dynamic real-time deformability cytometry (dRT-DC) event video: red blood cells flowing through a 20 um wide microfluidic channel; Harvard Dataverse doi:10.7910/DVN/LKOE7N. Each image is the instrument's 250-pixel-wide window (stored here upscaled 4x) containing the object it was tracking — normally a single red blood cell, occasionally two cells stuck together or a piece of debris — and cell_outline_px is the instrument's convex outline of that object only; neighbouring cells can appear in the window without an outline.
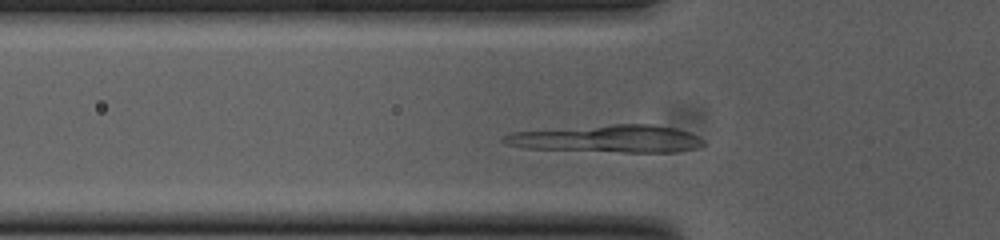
{"species": "common noctule bat (a hibernating species)", "species_latin": "Nyctalus noctula", "temperature_condition": "cold", "stored_images_in_passage": 44, "camera_frame_rate_fps": 3000, "um_per_image_px": 0.085, "animal": {"sex": "female", "body_mass_g": 23.0, "forearm_length_mm": 53.4}, "frame": {"image": 1, "passage_image": 8, "time_ms": 2.333, "image_size_px": [1000, 240], "cell_outline_px": [[704, 144], [696, 148], [676, 152], [624, 152], [524, 148], [508, 144], [500, 140], [504, 136], [512, 132], [612, 124], [652, 124], [676, 128], [688, 132], [704, 140]], "centroid_in_image_um": [51.66, 11.79], "position_along_channel_um": 74.1, "area_um2": 31.79}}
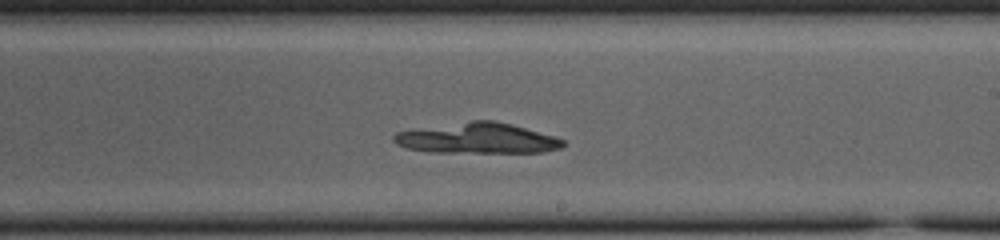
{"frame": {"image": 2, "passage_image": 22, "time_ms": 7.0, "image_size_px": [1000, 240], "cell_outline_px": [[564, 144], [560, 148], [544, 152], [432, 152], [408, 148], [396, 144], [392, 140], [392, 136], [396, 132], [472, 120], [496, 120], [512, 124], [552, 136], [564, 140]], "centroid_in_image_um": [40.56, 11.75], "position_along_channel_um": 248.4, "area_um2": 29.82}}
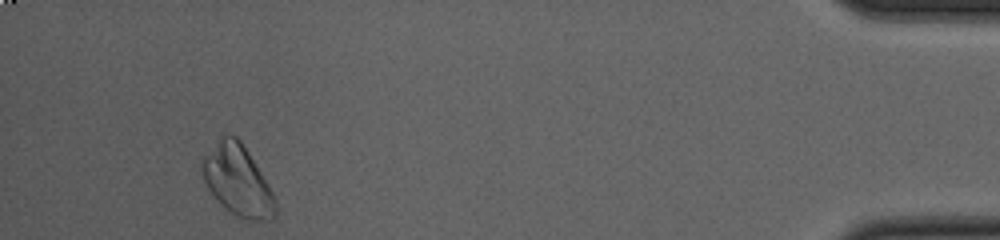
{"frame": {"image": 3, "passage_image": 41, "time_ms": 13.333, "image_size_px": [1000, 240], "cell_outline_px": [[276, 216], [272, 220], [244, 220], [236, 216], [216, 200], [208, 188], [200, 172], [200, 160], [228, 132], [232, 132], [240, 140], [248, 152], [268, 184], [276, 200]], "centroid_in_image_um": [20.19, 15.36], "position_along_channel_um": 415.0, "area_um2": 30.06}}